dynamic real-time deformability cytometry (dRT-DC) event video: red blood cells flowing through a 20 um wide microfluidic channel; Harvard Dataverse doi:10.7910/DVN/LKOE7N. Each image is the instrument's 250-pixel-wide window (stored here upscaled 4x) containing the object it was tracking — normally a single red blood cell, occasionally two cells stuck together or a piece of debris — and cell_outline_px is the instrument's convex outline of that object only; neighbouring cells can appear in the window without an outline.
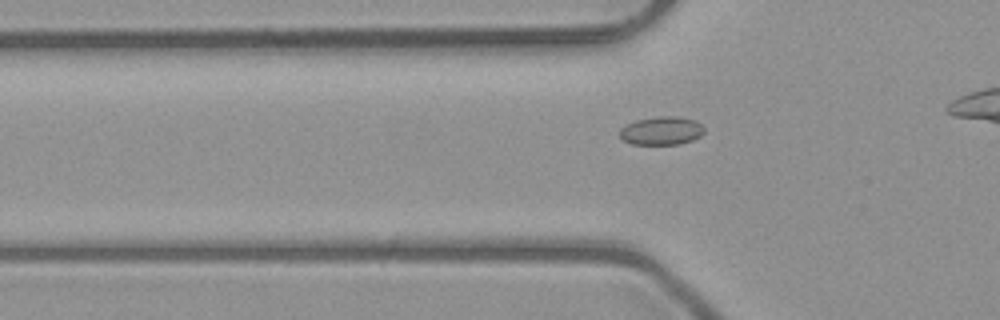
{"species": "common noctule bat (a hibernating species)", "species_latin": "Nyctalus noctula", "temperature_condition": "room temperature", "stored_images_in_passage": 35, "camera_frame_rate_fps": 3000, "um_per_image_px": 0.085, "animal": {"sex": "male", "body_mass_g": 23.1, "forearm_length_mm": 52.7}, "frame": {"image": 1, "passage_image": 11, "time_ms": 3.333, "image_size_px": [1000, 320], "cell_outline_px": [[704, 132], [700, 136], [692, 140], [680, 144], [632, 144], [620, 140], [620, 128], [624, 124], [636, 120], [656, 116], [680, 116], [696, 120], [704, 128]], "centroid_in_image_um": [56.2, 11.1], "position_along_channel_um": 69.6, "area_um2": 14.22}}
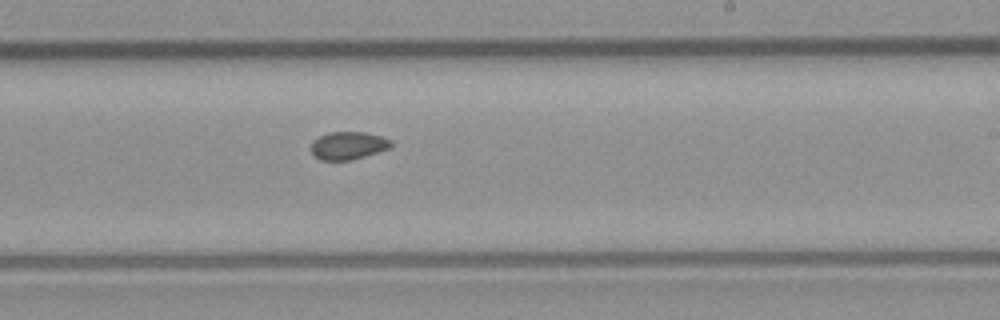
{"frame": {"image": 2, "passage_image": 25, "time_ms": 8.0, "image_size_px": [1000, 320], "cell_outline_px": [[392, 144], [388, 148], [364, 156], [348, 160], [320, 160], [312, 156], [312, 140], [328, 132], [364, 132], [380, 136], [392, 140]], "centroid_in_image_um": [29.55, 12.37], "position_along_channel_um": 259.5, "area_um2": 12.83}}
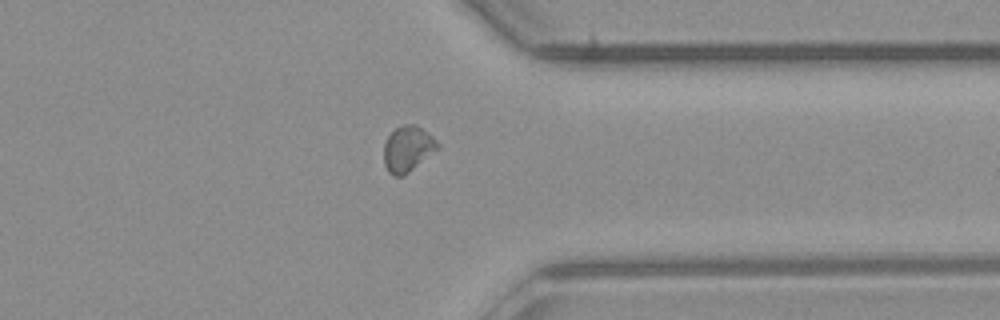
{"frame": {"image": 3, "passage_image": 34, "time_ms": 11.0, "image_size_px": [1000, 320], "cell_outline_px": [[440, 148], [404, 176], [392, 176], [388, 172], [384, 164], [384, 144], [388, 136], [396, 128], [404, 124], [416, 124], [428, 132], [440, 144]], "centroid_in_image_um": [34.67, 12.66], "position_along_channel_um": 376.7, "area_um2": 14.51}}